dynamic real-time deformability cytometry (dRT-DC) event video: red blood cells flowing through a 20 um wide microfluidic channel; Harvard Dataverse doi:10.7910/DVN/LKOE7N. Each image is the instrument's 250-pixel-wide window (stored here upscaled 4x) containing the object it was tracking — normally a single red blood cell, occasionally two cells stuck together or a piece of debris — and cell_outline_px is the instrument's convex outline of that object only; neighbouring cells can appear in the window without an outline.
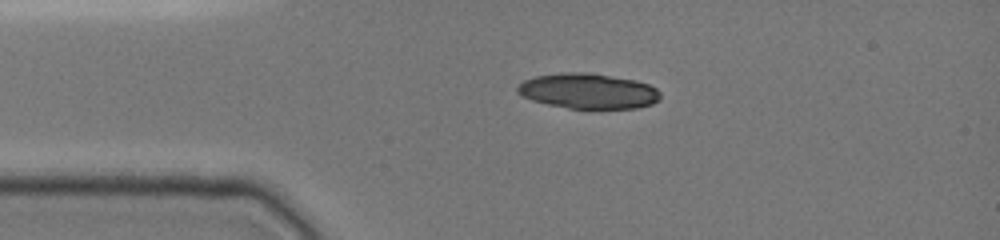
{"species": "common noctule bat (a hibernating species)", "species_latin": "Nyctalus noctula", "temperature_condition": "cold", "stored_images_in_passage": 2, "camera_frame_rate_fps": 3000, "um_per_image_px": 0.085, "animal": {"sex": "female", "body_mass_g": 19.0, "forearm_length_mm": 51.5}, "frame": {"image": 1, "passage_image": 1, "time_ms": 0.0, "image_size_px": [1000, 240], "cell_outline_px": [[660, 100], [652, 104], [636, 108], [568, 108], [548, 104], [532, 100], [516, 92], [516, 88], [524, 80], [536, 76], [564, 72], [572, 72], [608, 76], [632, 80], [648, 84], [656, 88], [660, 92]], "centroid_in_image_um": [49.99, 7.75], "position_along_channel_um": 35.0, "area_um2": 28.84}}